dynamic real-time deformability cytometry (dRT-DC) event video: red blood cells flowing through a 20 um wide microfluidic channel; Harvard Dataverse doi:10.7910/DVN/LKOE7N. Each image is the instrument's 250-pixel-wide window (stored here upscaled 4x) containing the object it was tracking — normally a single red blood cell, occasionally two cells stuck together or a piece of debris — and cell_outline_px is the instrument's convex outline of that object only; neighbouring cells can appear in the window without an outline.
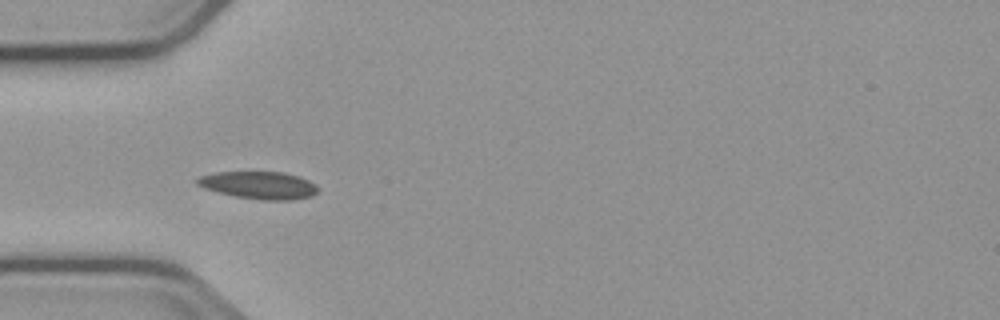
{"species": "common noctule bat (a hibernating species)", "species_latin": "Nyctalus noctula", "temperature_condition": "cold", "stored_images_in_passage": 9, "camera_frame_rate_fps": 3000, "um_per_image_px": 0.085, "animal": {"sex": "male", "body_mass_g": 23.1, "forearm_length_mm": 52.7}, "frame": {"image": 1, "passage_image": 6, "time_ms": 1.667, "image_size_px": [1000, 320], "cell_outline_px": [[320, 188], [312, 196], [292, 200], [260, 200], [236, 196], [204, 188], [196, 184], [196, 180], [200, 176], [216, 172], [284, 172], [308, 180], [316, 184]], "centroid_in_image_um": [22.04, 15.74], "position_along_channel_um": 63.0, "area_um2": 19.25}}
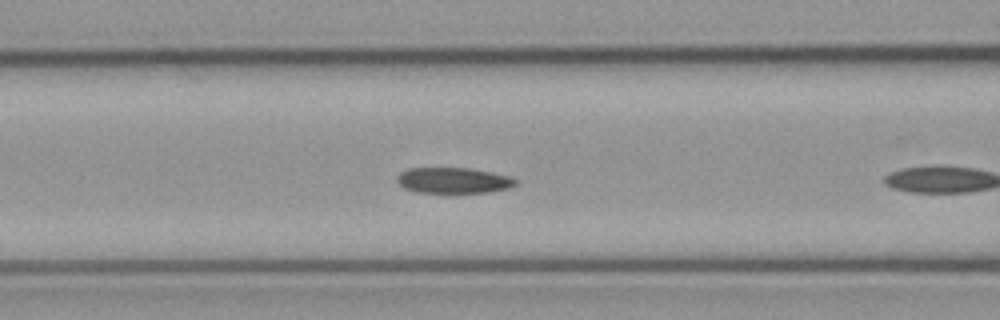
{"frame": {"image": 2, "passage_image": 8, "time_ms": 2.333, "image_size_px": [1000, 320], "cell_outline_px": [[520, 180], [516, 184], [508, 188], [488, 192], [416, 192], [404, 188], [396, 180], [396, 176], [400, 172], [408, 168], [468, 168], [492, 172], [512, 176]], "centroid_in_image_um": [38.56, 15.32], "position_along_channel_um": 128.0, "area_um2": 17.86}}